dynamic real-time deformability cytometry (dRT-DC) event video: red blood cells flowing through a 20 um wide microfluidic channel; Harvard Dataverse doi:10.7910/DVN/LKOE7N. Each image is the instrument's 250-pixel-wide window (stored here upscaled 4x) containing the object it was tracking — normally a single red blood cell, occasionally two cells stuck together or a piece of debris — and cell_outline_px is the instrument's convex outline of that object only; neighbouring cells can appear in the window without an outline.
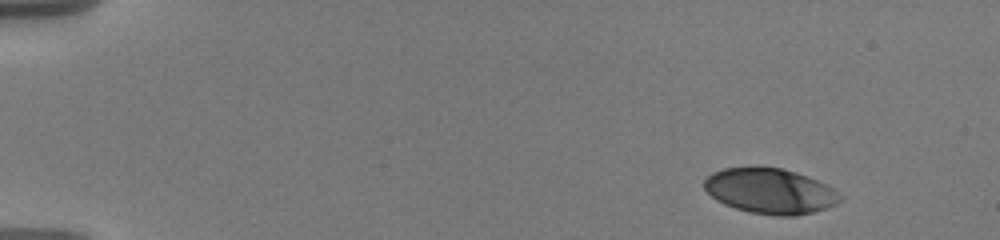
{"species": "human", "species_latin": "Homo sapiens", "temperature_condition": "warm", "stored_images_in_passage": 20, "camera_frame_rate_fps": 3000, "um_per_image_px": 0.085, "donor": {"sex": "male"}, "frame": {"image": 1, "passage_image": 1, "time_ms": 0.0, "image_size_px": [1000, 240], "cell_outline_px": [[844, 196], [836, 204], [812, 212], [796, 216], [780, 216], [748, 212], [724, 204], [716, 200], [704, 188], [704, 180], [712, 172], [724, 168], [756, 164], [760, 164], [780, 168], [796, 172], [828, 184], [840, 192]], "centroid_in_image_um": [65.46, 16.2], "position_along_channel_um": 19.5, "area_um2": 36.65}}
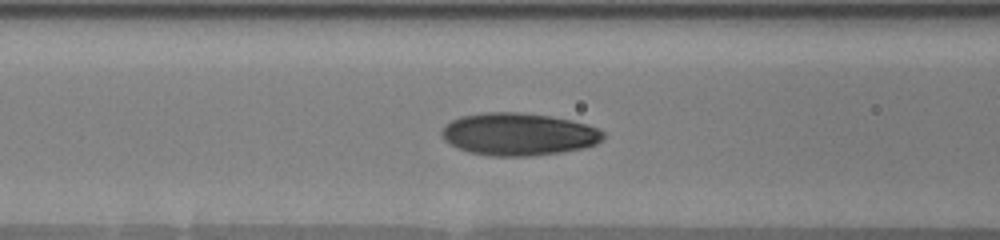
{"frame": {"image": 2, "passage_image": 15, "time_ms": 6.333, "image_size_px": [1000, 240], "cell_outline_px": [[604, 136], [596, 144], [584, 148], [560, 152], [532, 156], [488, 156], [468, 152], [444, 140], [440, 132], [444, 124], [460, 116], [484, 112], [520, 112], [552, 116], [572, 120], [588, 124], [604, 132]], "centroid_in_image_um": [44.06, 11.4], "position_along_channel_um": 122.5, "area_um2": 40.23}}
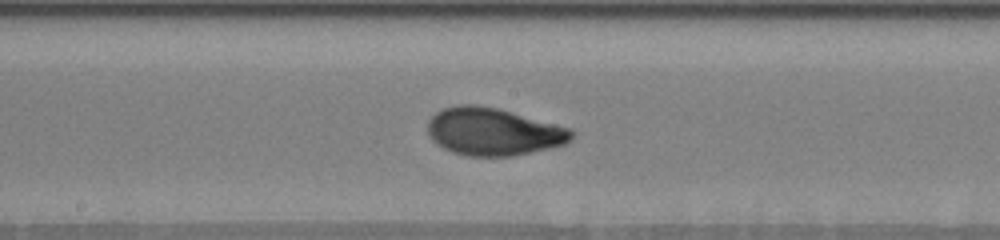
{"frame": {"image": 3, "passage_image": 20, "time_ms": 8.667, "image_size_px": [1000, 240], "cell_outline_px": [[576, 132], [572, 140], [564, 144], [548, 148], [512, 156], [468, 156], [452, 152], [444, 148], [432, 140], [428, 132], [428, 120], [440, 108], [456, 104], [480, 104], [500, 108], [572, 128]], "centroid_in_image_um": [41.95, 11.16], "position_along_channel_um": 206.3, "area_um2": 40.4}}